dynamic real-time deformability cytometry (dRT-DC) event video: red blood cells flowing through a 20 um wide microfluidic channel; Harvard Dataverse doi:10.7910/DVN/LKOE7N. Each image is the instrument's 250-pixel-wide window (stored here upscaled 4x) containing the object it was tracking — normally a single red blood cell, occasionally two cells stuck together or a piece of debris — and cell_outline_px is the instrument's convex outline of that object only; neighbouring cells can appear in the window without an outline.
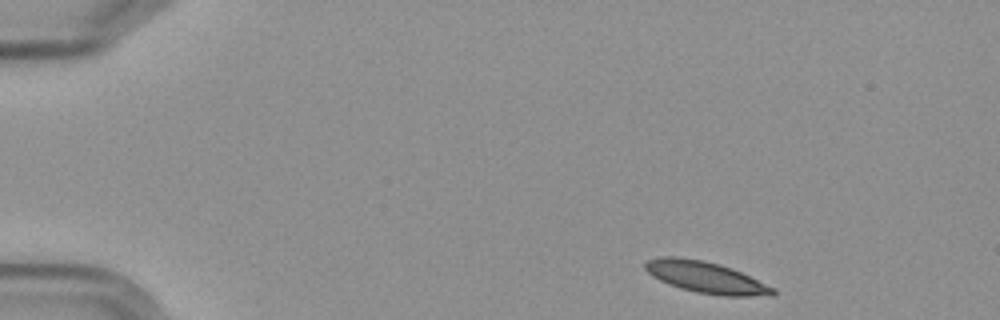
{"species": "Egyptian fruit bat (a non-hibernating species)", "species_latin": "Rousettus aegyptiacus", "temperature_condition": "cold", "stored_images_in_passage": 4, "camera_frame_rate_fps": 3000, "um_per_image_px": 0.085, "frame": {"image": 1, "passage_image": 1, "time_ms": 0.0, "image_size_px": [1000, 320], "cell_outline_px": [[776, 296], [720, 296], [696, 292], [680, 288], [668, 284], [652, 276], [644, 268], [644, 264], [648, 260], [660, 256], [676, 256], [704, 260], [720, 264], [732, 268], [776, 288]], "centroid_in_image_um": [60.03, 23.57], "position_along_channel_um": 25.0, "area_um2": 23.7}}
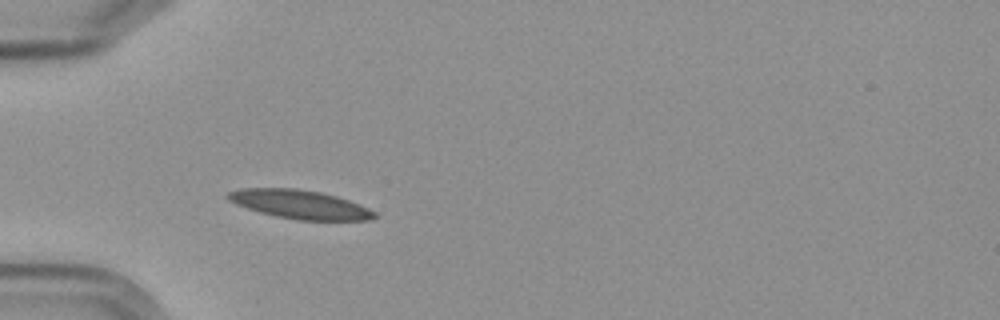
{"frame": {"image": 2, "passage_image": 3, "time_ms": 3.333, "image_size_px": [1000, 320], "cell_outline_px": [[376, 216], [372, 220], [296, 220], [276, 216], [260, 212], [236, 204], [228, 200], [224, 196], [228, 192], [240, 188], [296, 188], [320, 192], [336, 196], [360, 204], [376, 212]], "centroid_in_image_um": [25.47, 17.37], "position_along_channel_um": 59.5, "area_um2": 24.57}}